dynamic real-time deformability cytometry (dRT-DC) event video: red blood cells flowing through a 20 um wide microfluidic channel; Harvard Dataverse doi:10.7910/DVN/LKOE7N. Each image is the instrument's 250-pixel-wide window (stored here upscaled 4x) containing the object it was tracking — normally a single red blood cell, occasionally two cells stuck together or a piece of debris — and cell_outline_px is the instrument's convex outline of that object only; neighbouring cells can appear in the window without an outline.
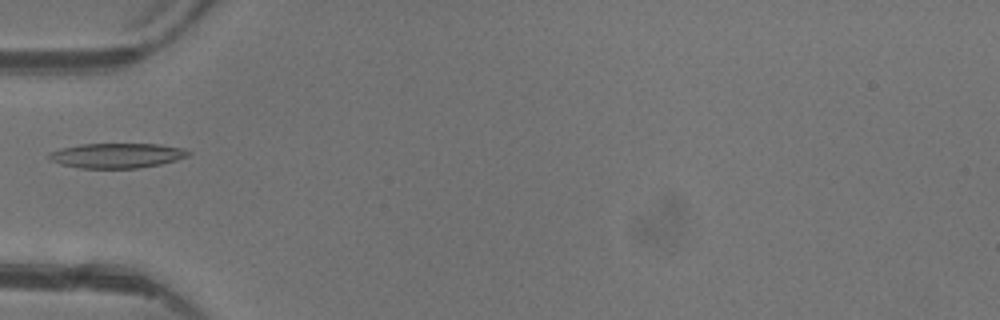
{"species": "common noctule bat (a hibernating species)", "species_latin": "Nyctalus noctula", "temperature_condition": "warm", "stored_images_in_passage": 4, "camera_frame_rate_fps": 3000, "um_per_image_px": 0.085, "animal": {"sex": "female"}, "frame": {"image": 1, "passage_image": 4, "time_ms": 4.333, "image_size_px": [1000, 320], "cell_outline_px": [[192, 152], [188, 156], [176, 160], [160, 164], [136, 168], [80, 168], [60, 164], [52, 160], [48, 156], [48, 152], [60, 148], [80, 144], [160, 144], [184, 148]], "centroid_in_image_um": [9.94, 13.21], "position_along_channel_um": 75.1, "area_um2": 20.23}}